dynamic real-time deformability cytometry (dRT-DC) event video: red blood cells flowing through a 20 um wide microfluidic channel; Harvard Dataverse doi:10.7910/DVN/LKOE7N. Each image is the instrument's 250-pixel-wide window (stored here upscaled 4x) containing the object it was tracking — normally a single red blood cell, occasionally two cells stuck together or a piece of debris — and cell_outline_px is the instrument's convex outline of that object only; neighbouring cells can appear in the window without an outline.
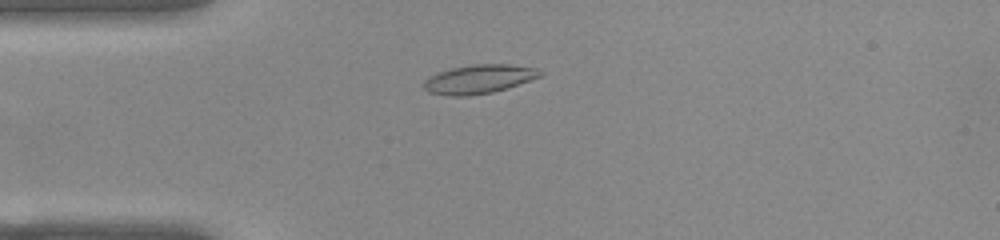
{"species": "common noctule bat (a hibernating species)", "species_latin": "Nyctalus noctula", "temperature_condition": "warm", "stored_images_in_passage": 50, "camera_frame_rate_fps": 3000, "um_per_image_px": 0.085, "animal": {"sex": "female", "body_mass_g": 22.0, "forearm_length_mm": 56.7}, "frame": {"image": 1, "passage_image": 11, "time_ms": 3.333, "image_size_px": [1000, 240], "cell_outline_px": [[544, 72], [540, 76], [508, 88], [492, 92], [468, 96], [448, 96], [428, 92], [424, 88], [424, 80], [428, 76], [436, 72], [452, 68], [472, 64], [508, 64], [536, 68]], "centroid_in_image_um": [40.67, 6.72], "position_along_channel_um": 44.3, "area_um2": 19.65}}
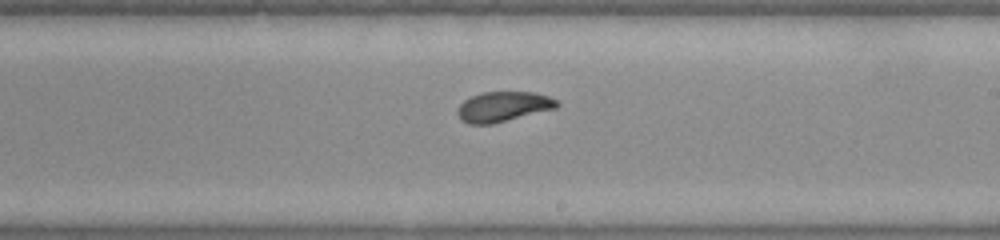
{"frame": {"image": 2, "passage_image": 28, "time_ms": 9.0, "image_size_px": [1000, 240], "cell_outline_px": [[560, 104], [556, 108], [492, 124], [468, 124], [460, 120], [456, 112], [460, 104], [464, 100], [472, 96], [484, 92], [532, 92], [548, 96], [556, 100]], "centroid_in_image_um": [42.74, 9.07], "position_along_channel_um": 246.3, "area_um2": 17.34}}
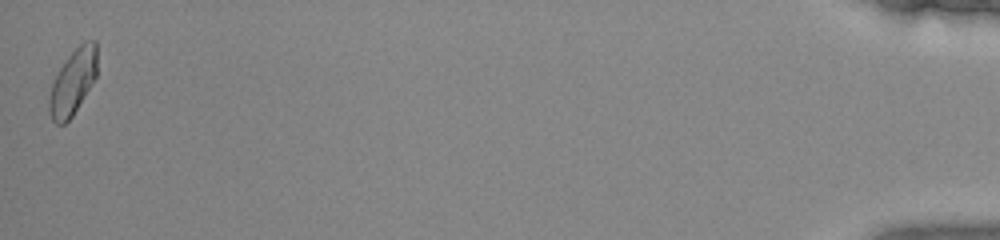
{"frame": {"image": 3, "passage_image": 50, "time_ms": 16.333, "image_size_px": [1000, 240], "cell_outline_px": [[96, 76], [72, 116], [64, 124], [56, 124], [52, 120], [48, 112], [48, 100], [52, 84], [60, 68], [68, 56], [84, 40], [96, 40]], "centroid_in_image_um": [6.17, 6.98], "position_along_channel_um": 429.0, "area_um2": 17.98}, "authors_computed_cell_mechanics": {"area_um2": 17.9469, "velocity_mm_per_s": 3.8546, "shape_relaxation_time_tau1_ms": 6.2033, "shape_relaxation_time_tau2_ms": 1.8536, "deformation_change_tau1": 0.1476, "deformation_change_tau2": 0.0638}}